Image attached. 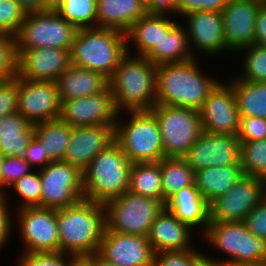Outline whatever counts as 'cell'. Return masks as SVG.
Here are the masks:
<instances>
[{"instance_id":"6da1fadb","label":"cell","mask_w":266,"mask_h":266,"mask_svg":"<svg viewBox=\"0 0 266 266\" xmlns=\"http://www.w3.org/2000/svg\"><path fill=\"white\" fill-rule=\"evenodd\" d=\"M199 58L156 68V104L199 110L220 82L202 70Z\"/></svg>"},{"instance_id":"7a4b0ae2","label":"cell","mask_w":266,"mask_h":266,"mask_svg":"<svg viewBox=\"0 0 266 266\" xmlns=\"http://www.w3.org/2000/svg\"><path fill=\"white\" fill-rule=\"evenodd\" d=\"M59 252L86 257L98 252L106 223L103 203L83 199L77 204L56 209Z\"/></svg>"},{"instance_id":"3957f363","label":"cell","mask_w":266,"mask_h":266,"mask_svg":"<svg viewBox=\"0 0 266 266\" xmlns=\"http://www.w3.org/2000/svg\"><path fill=\"white\" fill-rule=\"evenodd\" d=\"M156 68L148 58L127 53L108 80L119 112L150 111L156 105Z\"/></svg>"},{"instance_id":"277c9868","label":"cell","mask_w":266,"mask_h":266,"mask_svg":"<svg viewBox=\"0 0 266 266\" xmlns=\"http://www.w3.org/2000/svg\"><path fill=\"white\" fill-rule=\"evenodd\" d=\"M126 54V34L101 27L78 29L70 51L72 65L98 72L108 80Z\"/></svg>"},{"instance_id":"5b68a950","label":"cell","mask_w":266,"mask_h":266,"mask_svg":"<svg viewBox=\"0 0 266 266\" xmlns=\"http://www.w3.org/2000/svg\"><path fill=\"white\" fill-rule=\"evenodd\" d=\"M131 161L114 140L82 171L84 199L99 203L128 191Z\"/></svg>"},{"instance_id":"8992f818","label":"cell","mask_w":266,"mask_h":266,"mask_svg":"<svg viewBox=\"0 0 266 266\" xmlns=\"http://www.w3.org/2000/svg\"><path fill=\"white\" fill-rule=\"evenodd\" d=\"M123 114H128L129 119ZM115 140L132 164L159 162L164 158L159 125L150 111L120 112L115 126Z\"/></svg>"},{"instance_id":"52a82bcc","label":"cell","mask_w":266,"mask_h":266,"mask_svg":"<svg viewBox=\"0 0 266 266\" xmlns=\"http://www.w3.org/2000/svg\"><path fill=\"white\" fill-rule=\"evenodd\" d=\"M202 239L227 256L221 259L205 254V259L210 262H266V239L256 237L244 222H210Z\"/></svg>"},{"instance_id":"ba28073f","label":"cell","mask_w":266,"mask_h":266,"mask_svg":"<svg viewBox=\"0 0 266 266\" xmlns=\"http://www.w3.org/2000/svg\"><path fill=\"white\" fill-rule=\"evenodd\" d=\"M165 206L157 199L129 191L104 203L109 231L147 237L151 224Z\"/></svg>"},{"instance_id":"9c48e42d","label":"cell","mask_w":266,"mask_h":266,"mask_svg":"<svg viewBox=\"0 0 266 266\" xmlns=\"http://www.w3.org/2000/svg\"><path fill=\"white\" fill-rule=\"evenodd\" d=\"M150 112L159 125L164 158H183L203 132L198 110L156 104Z\"/></svg>"},{"instance_id":"30bf717a","label":"cell","mask_w":266,"mask_h":266,"mask_svg":"<svg viewBox=\"0 0 266 266\" xmlns=\"http://www.w3.org/2000/svg\"><path fill=\"white\" fill-rule=\"evenodd\" d=\"M77 30L56 10L27 13L15 36L17 50L46 47L71 50Z\"/></svg>"},{"instance_id":"8fae6325","label":"cell","mask_w":266,"mask_h":266,"mask_svg":"<svg viewBox=\"0 0 266 266\" xmlns=\"http://www.w3.org/2000/svg\"><path fill=\"white\" fill-rule=\"evenodd\" d=\"M14 210L15 228L23 243L20 253L59 252L56 209L35 206Z\"/></svg>"},{"instance_id":"7c38bea8","label":"cell","mask_w":266,"mask_h":266,"mask_svg":"<svg viewBox=\"0 0 266 266\" xmlns=\"http://www.w3.org/2000/svg\"><path fill=\"white\" fill-rule=\"evenodd\" d=\"M42 184L41 207L60 209L84 199L82 171L64 161H52L39 170Z\"/></svg>"},{"instance_id":"4fadbf2b","label":"cell","mask_w":266,"mask_h":266,"mask_svg":"<svg viewBox=\"0 0 266 266\" xmlns=\"http://www.w3.org/2000/svg\"><path fill=\"white\" fill-rule=\"evenodd\" d=\"M266 196V181L243 175L210 205V222H244L246 215Z\"/></svg>"},{"instance_id":"5bb4252c","label":"cell","mask_w":266,"mask_h":266,"mask_svg":"<svg viewBox=\"0 0 266 266\" xmlns=\"http://www.w3.org/2000/svg\"><path fill=\"white\" fill-rule=\"evenodd\" d=\"M60 103L59 119L72 128L94 125L115 127L120 113L109 85L100 93Z\"/></svg>"},{"instance_id":"9a60e30c","label":"cell","mask_w":266,"mask_h":266,"mask_svg":"<svg viewBox=\"0 0 266 266\" xmlns=\"http://www.w3.org/2000/svg\"><path fill=\"white\" fill-rule=\"evenodd\" d=\"M60 99L54 81H30L18 77L17 112L31 124L58 119Z\"/></svg>"},{"instance_id":"2e32d148","label":"cell","mask_w":266,"mask_h":266,"mask_svg":"<svg viewBox=\"0 0 266 266\" xmlns=\"http://www.w3.org/2000/svg\"><path fill=\"white\" fill-rule=\"evenodd\" d=\"M219 82L198 110L203 131L213 134L237 135L239 111L233 87Z\"/></svg>"},{"instance_id":"e0dca14e","label":"cell","mask_w":266,"mask_h":266,"mask_svg":"<svg viewBox=\"0 0 266 266\" xmlns=\"http://www.w3.org/2000/svg\"><path fill=\"white\" fill-rule=\"evenodd\" d=\"M240 144L237 135L203 131L183 159L194 171L236 165L240 162Z\"/></svg>"},{"instance_id":"ac0fdd59","label":"cell","mask_w":266,"mask_h":266,"mask_svg":"<svg viewBox=\"0 0 266 266\" xmlns=\"http://www.w3.org/2000/svg\"><path fill=\"white\" fill-rule=\"evenodd\" d=\"M184 28L194 58L201 53L208 57L227 53L224 41V25L221 12L199 11L182 16ZM194 47V48H193ZM222 52V53H221Z\"/></svg>"},{"instance_id":"d6986e66","label":"cell","mask_w":266,"mask_h":266,"mask_svg":"<svg viewBox=\"0 0 266 266\" xmlns=\"http://www.w3.org/2000/svg\"><path fill=\"white\" fill-rule=\"evenodd\" d=\"M97 254L116 266H154L155 252L145 236L105 231Z\"/></svg>"},{"instance_id":"ffe728a7","label":"cell","mask_w":266,"mask_h":266,"mask_svg":"<svg viewBox=\"0 0 266 266\" xmlns=\"http://www.w3.org/2000/svg\"><path fill=\"white\" fill-rule=\"evenodd\" d=\"M261 4L251 0H229L223 9L225 48L236 53L254 43L255 19Z\"/></svg>"},{"instance_id":"44dd1931","label":"cell","mask_w":266,"mask_h":266,"mask_svg":"<svg viewBox=\"0 0 266 266\" xmlns=\"http://www.w3.org/2000/svg\"><path fill=\"white\" fill-rule=\"evenodd\" d=\"M71 50L56 48L17 50L18 77L30 81H54L71 65Z\"/></svg>"},{"instance_id":"7402d4cb","label":"cell","mask_w":266,"mask_h":266,"mask_svg":"<svg viewBox=\"0 0 266 266\" xmlns=\"http://www.w3.org/2000/svg\"><path fill=\"white\" fill-rule=\"evenodd\" d=\"M115 140V127H74L63 161L83 171L92 159Z\"/></svg>"},{"instance_id":"603a6c76","label":"cell","mask_w":266,"mask_h":266,"mask_svg":"<svg viewBox=\"0 0 266 266\" xmlns=\"http://www.w3.org/2000/svg\"><path fill=\"white\" fill-rule=\"evenodd\" d=\"M147 238L155 253L196 248L192 242L194 230L183 224L165 207L151 224Z\"/></svg>"},{"instance_id":"cb8c5ba5","label":"cell","mask_w":266,"mask_h":266,"mask_svg":"<svg viewBox=\"0 0 266 266\" xmlns=\"http://www.w3.org/2000/svg\"><path fill=\"white\" fill-rule=\"evenodd\" d=\"M165 208L183 224L197 229L201 236L210 223V205L195 185L183 187L172 195L166 201Z\"/></svg>"},{"instance_id":"d4e9b609","label":"cell","mask_w":266,"mask_h":266,"mask_svg":"<svg viewBox=\"0 0 266 266\" xmlns=\"http://www.w3.org/2000/svg\"><path fill=\"white\" fill-rule=\"evenodd\" d=\"M177 22L171 15L146 13L125 33L127 53L145 57Z\"/></svg>"},{"instance_id":"484cf974","label":"cell","mask_w":266,"mask_h":266,"mask_svg":"<svg viewBox=\"0 0 266 266\" xmlns=\"http://www.w3.org/2000/svg\"><path fill=\"white\" fill-rule=\"evenodd\" d=\"M60 101L84 98L102 92L108 79L98 72L70 65L57 81Z\"/></svg>"},{"instance_id":"4316f807","label":"cell","mask_w":266,"mask_h":266,"mask_svg":"<svg viewBox=\"0 0 266 266\" xmlns=\"http://www.w3.org/2000/svg\"><path fill=\"white\" fill-rule=\"evenodd\" d=\"M97 27L126 33L144 16L146 7L140 0H97Z\"/></svg>"},{"instance_id":"83f0119b","label":"cell","mask_w":266,"mask_h":266,"mask_svg":"<svg viewBox=\"0 0 266 266\" xmlns=\"http://www.w3.org/2000/svg\"><path fill=\"white\" fill-rule=\"evenodd\" d=\"M244 175L240 162L236 165L212 166L195 171L194 184L210 204L224 195Z\"/></svg>"},{"instance_id":"f1b7e54d","label":"cell","mask_w":266,"mask_h":266,"mask_svg":"<svg viewBox=\"0 0 266 266\" xmlns=\"http://www.w3.org/2000/svg\"><path fill=\"white\" fill-rule=\"evenodd\" d=\"M178 21L166 34L163 35L159 45L145 56L156 66L190 60L193 54L190 49L188 35Z\"/></svg>"},{"instance_id":"f546056e","label":"cell","mask_w":266,"mask_h":266,"mask_svg":"<svg viewBox=\"0 0 266 266\" xmlns=\"http://www.w3.org/2000/svg\"><path fill=\"white\" fill-rule=\"evenodd\" d=\"M227 82L233 87L240 117L266 119V83L246 81L233 75Z\"/></svg>"},{"instance_id":"4dcf8cb0","label":"cell","mask_w":266,"mask_h":266,"mask_svg":"<svg viewBox=\"0 0 266 266\" xmlns=\"http://www.w3.org/2000/svg\"><path fill=\"white\" fill-rule=\"evenodd\" d=\"M128 191L136 195L157 199L163 204L161 160L159 162L132 164Z\"/></svg>"},{"instance_id":"1f68e13d","label":"cell","mask_w":266,"mask_h":266,"mask_svg":"<svg viewBox=\"0 0 266 266\" xmlns=\"http://www.w3.org/2000/svg\"><path fill=\"white\" fill-rule=\"evenodd\" d=\"M71 130L72 127L59 118L34 124V136L44 145L52 161H63Z\"/></svg>"},{"instance_id":"d6a6232c","label":"cell","mask_w":266,"mask_h":266,"mask_svg":"<svg viewBox=\"0 0 266 266\" xmlns=\"http://www.w3.org/2000/svg\"><path fill=\"white\" fill-rule=\"evenodd\" d=\"M195 171L183 158H162L161 177L163 190V205L183 187L194 184Z\"/></svg>"},{"instance_id":"836d02e7","label":"cell","mask_w":266,"mask_h":266,"mask_svg":"<svg viewBox=\"0 0 266 266\" xmlns=\"http://www.w3.org/2000/svg\"><path fill=\"white\" fill-rule=\"evenodd\" d=\"M97 0H66L56 11L77 29L97 27Z\"/></svg>"},{"instance_id":"e575fe53","label":"cell","mask_w":266,"mask_h":266,"mask_svg":"<svg viewBox=\"0 0 266 266\" xmlns=\"http://www.w3.org/2000/svg\"><path fill=\"white\" fill-rule=\"evenodd\" d=\"M238 54L244 55L241 56L242 73L234 75L242 80L266 83V46L253 43Z\"/></svg>"},{"instance_id":"d590c367","label":"cell","mask_w":266,"mask_h":266,"mask_svg":"<svg viewBox=\"0 0 266 266\" xmlns=\"http://www.w3.org/2000/svg\"><path fill=\"white\" fill-rule=\"evenodd\" d=\"M240 142L243 173L266 181V139Z\"/></svg>"},{"instance_id":"8d00e7d4","label":"cell","mask_w":266,"mask_h":266,"mask_svg":"<svg viewBox=\"0 0 266 266\" xmlns=\"http://www.w3.org/2000/svg\"><path fill=\"white\" fill-rule=\"evenodd\" d=\"M10 189L20 198L18 205L14 206L18 207L17 209L23 207H41L42 184L39 170H33L16 180L3 194L6 200H10L9 196L12 195L9 191Z\"/></svg>"},{"instance_id":"74e56055","label":"cell","mask_w":266,"mask_h":266,"mask_svg":"<svg viewBox=\"0 0 266 266\" xmlns=\"http://www.w3.org/2000/svg\"><path fill=\"white\" fill-rule=\"evenodd\" d=\"M18 76V54L14 36L0 33V81Z\"/></svg>"},{"instance_id":"f35d334b","label":"cell","mask_w":266,"mask_h":266,"mask_svg":"<svg viewBox=\"0 0 266 266\" xmlns=\"http://www.w3.org/2000/svg\"><path fill=\"white\" fill-rule=\"evenodd\" d=\"M197 248L155 253L154 266H201L205 260V253L198 251Z\"/></svg>"},{"instance_id":"ab89813d","label":"cell","mask_w":266,"mask_h":266,"mask_svg":"<svg viewBox=\"0 0 266 266\" xmlns=\"http://www.w3.org/2000/svg\"><path fill=\"white\" fill-rule=\"evenodd\" d=\"M26 15L15 0H0V33L15 37Z\"/></svg>"},{"instance_id":"60d3db41","label":"cell","mask_w":266,"mask_h":266,"mask_svg":"<svg viewBox=\"0 0 266 266\" xmlns=\"http://www.w3.org/2000/svg\"><path fill=\"white\" fill-rule=\"evenodd\" d=\"M33 169L24 157H5L1 173V195L19 178ZM7 188V189H6Z\"/></svg>"},{"instance_id":"b9f144b4","label":"cell","mask_w":266,"mask_h":266,"mask_svg":"<svg viewBox=\"0 0 266 266\" xmlns=\"http://www.w3.org/2000/svg\"><path fill=\"white\" fill-rule=\"evenodd\" d=\"M72 258L61 252L20 253L16 266H67Z\"/></svg>"},{"instance_id":"7bdbcfd3","label":"cell","mask_w":266,"mask_h":266,"mask_svg":"<svg viewBox=\"0 0 266 266\" xmlns=\"http://www.w3.org/2000/svg\"><path fill=\"white\" fill-rule=\"evenodd\" d=\"M34 137V124L18 136L0 137V153L4 157H23L25 149Z\"/></svg>"},{"instance_id":"ee69618b","label":"cell","mask_w":266,"mask_h":266,"mask_svg":"<svg viewBox=\"0 0 266 266\" xmlns=\"http://www.w3.org/2000/svg\"><path fill=\"white\" fill-rule=\"evenodd\" d=\"M237 137L240 141L266 139V119L261 117H240Z\"/></svg>"},{"instance_id":"f6af8a7d","label":"cell","mask_w":266,"mask_h":266,"mask_svg":"<svg viewBox=\"0 0 266 266\" xmlns=\"http://www.w3.org/2000/svg\"><path fill=\"white\" fill-rule=\"evenodd\" d=\"M229 0H177L174 16H184L192 12H222Z\"/></svg>"},{"instance_id":"bcb514c9","label":"cell","mask_w":266,"mask_h":266,"mask_svg":"<svg viewBox=\"0 0 266 266\" xmlns=\"http://www.w3.org/2000/svg\"><path fill=\"white\" fill-rule=\"evenodd\" d=\"M18 76L13 80L0 81V118L17 112Z\"/></svg>"},{"instance_id":"7dc6e473","label":"cell","mask_w":266,"mask_h":266,"mask_svg":"<svg viewBox=\"0 0 266 266\" xmlns=\"http://www.w3.org/2000/svg\"><path fill=\"white\" fill-rule=\"evenodd\" d=\"M244 223L256 237L266 239V196L246 215Z\"/></svg>"},{"instance_id":"c3c4849f","label":"cell","mask_w":266,"mask_h":266,"mask_svg":"<svg viewBox=\"0 0 266 266\" xmlns=\"http://www.w3.org/2000/svg\"><path fill=\"white\" fill-rule=\"evenodd\" d=\"M23 157L29 162L33 170H41L52 162L47 150L44 149V145L35 136L25 149Z\"/></svg>"},{"instance_id":"681fc988","label":"cell","mask_w":266,"mask_h":266,"mask_svg":"<svg viewBox=\"0 0 266 266\" xmlns=\"http://www.w3.org/2000/svg\"><path fill=\"white\" fill-rule=\"evenodd\" d=\"M10 205L11 204H9V200H6L3 195H0V251L6 244L10 243L9 239L12 237L11 235L15 231V226H13V223H15L13 222V220H15V215L12 217V208Z\"/></svg>"},{"instance_id":"f907efd6","label":"cell","mask_w":266,"mask_h":266,"mask_svg":"<svg viewBox=\"0 0 266 266\" xmlns=\"http://www.w3.org/2000/svg\"><path fill=\"white\" fill-rule=\"evenodd\" d=\"M32 124L18 112L0 118V137L18 136Z\"/></svg>"},{"instance_id":"816d5d0a","label":"cell","mask_w":266,"mask_h":266,"mask_svg":"<svg viewBox=\"0 0 266 266\" xmlns=\"http://www.w3.org/2000/svg\"><path fill=\"white\" fill-rule=\"evenodd\" d=\"M254 43L266 46V5H261L256 14Z\"/></svg>"},{"instance_id":"f5cc1de1","label":"cell","mask_w":266,"mask_h":266,"mask_svg":"<svg viewBox=\"0 0 266 266\" xmlns=\"http://www.w3.org/2000/svg\"><path fill=\"white\" fill-rule=\"evenodd\" d=\"M177 0H152L147 6L148 14L175 15Z\"/></svg>"},{"instance_id":"db71d44e","label":"cell","mask_w":266,"mask_h":266,"mask_svg":"<svg viewBox=\"0 0 266 266\" xmlns=\"http://www.w3.org/2000/svg\"><path fill=\"white\" fill-rule=\"evenodd\" d=\"M26 13L46 10V0H15Z\"/></svg>"},{"instance_id":"11a10c76","label":"cell","mask_w":266,"mask_h":266,"mask_svg":"<svg viewBox=\"0 0 266 266\" xmlns=\"http://www.w3.org/2000/svg\"><path fill=\"white\" fill-rule=\"evenodd\" d=\"M91 264V266H116L113 263L105 261L102 257H100L97 253L90 254L85 257Z\"/></svg>"},{"instance_id":"9f6ffc18","label":"cell","mask_w":266,"mask_h":266,"mask_svg":"<svg viewBox=\"0 0 266 266\" xmlns=\"http://www.w3.org/2000/svg\"><path fill=\"white\" fill-rule=\"evenodd\" d=\"M67 266H91V264L85 257H73Z\"/></svg>"},{"instance_id":"6f0895ef","label":"cell","mask_w":266,"mask_h":266,"mask_svg":"<svg viewBox=\"0 0 266 266\" xmlns=\"http://www.w3.org/2000/svg\"><path fill=\"white\" fill-rule=\"evenodd\" d=\"M66 0H46V10H57Z\"/></svg>"},{"instance_id":"680465c9","label":"cell","mask_w":266,"mask_h":266,"mask_svg":"<svg viewBox=\"0 0 266 266\" xmlns=\"http://www.w3.org/2000/svg\"><path fill=\"white\" fill-rule=\"evenodd\" d=\"M227 266H266V262H254V263H229Z\"/></svg>"},{"instance_id":"91938a15","label":"cell","mask_w":266,"mask_h":266,"mask_svg":"<svg viewBox=\"0 0 266 266\" xmlns=\"http://www.w3.org/2000/svg\"><path fill=\"white\" fill-rule=\"evenodd\" d=\"M201 266H227V265L224 263H213L205 259L204 262L201 264Z\"/></svg>"},{"instance_id":"94428289","label":"cell","mask_w":266,"mask_h":266,"mask_svg":"<svg viewBox=\"0 0 266 266\" xmlns=\"http://www.w3.org/2000/svg\"><path fill=\"white\" fill-rule=\"evenodd\" d=\"M5 157L0 153V195H1V173Z\"/></svg>"},{"instance_id":"6125c7cd","label":"cell","mask_w":266,"mask_h":266,"mask_svg":"<svg viewBox=\"0 0 266 266\" xmlns=\"http://www.w3.org/2000/svg\"><path fill=\"white\" fill-rule=\"evenodd\" d=\"M251 1L261 4V5H266V0H251Z\"/></svg>"},{"instance_id":"be15d7a7","label":"cell","mask_w":266,"mask_h":266,"mask_svg":"<svg viewBox=\"0 0 266 266\" xmlns=\"http://www.w3.org/2000/svg\"><path fill=\"white\" fill-rule=\"evenodd\" d=\"M143 5L146 7L152 0H140Z\"/></svg>"}]
</instances>
